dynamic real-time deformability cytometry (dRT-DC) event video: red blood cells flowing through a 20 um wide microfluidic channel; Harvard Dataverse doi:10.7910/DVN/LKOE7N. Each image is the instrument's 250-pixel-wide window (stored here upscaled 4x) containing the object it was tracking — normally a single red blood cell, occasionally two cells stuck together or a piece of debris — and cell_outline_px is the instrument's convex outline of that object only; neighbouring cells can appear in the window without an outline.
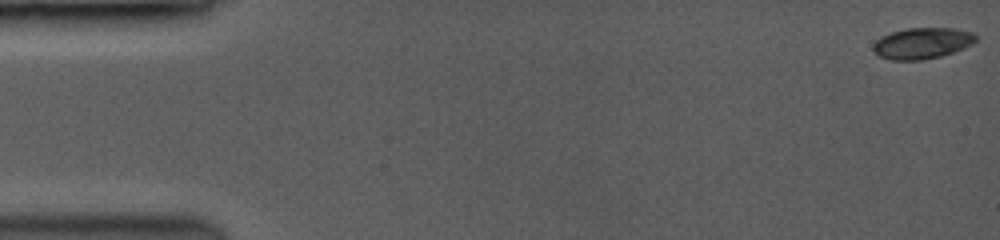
{"species": "common noctule bat (a hibernating species)", "species_latin": "Nyctalus noctula", "temperature_condition": "room temperature", "stored_images_in_passage": 35, "camera_frame_rate_fps": 3500, "um_per_image_px": 0.085, "animal": {"sex": "female", "body_mass_g": 19.0, "forearm_length_mm": 53.3}, "frame": {"image": 1, "passage_image": 1, "time_ms": 0.0, "image_size_px": [1000, 240], "cell_outline_px": [[976, 40], [952, 52], [940, 56], [920, 60], [892, 60], [880, 56], [872, 48], [876, 40], [892, 32], [908, 28], [952, 28], [972, 32], [976, 36]], "centroid_in_image_um": [78.35, 3.67], "position_along_channel_um": 6.6, "area_um2": 18.09}}
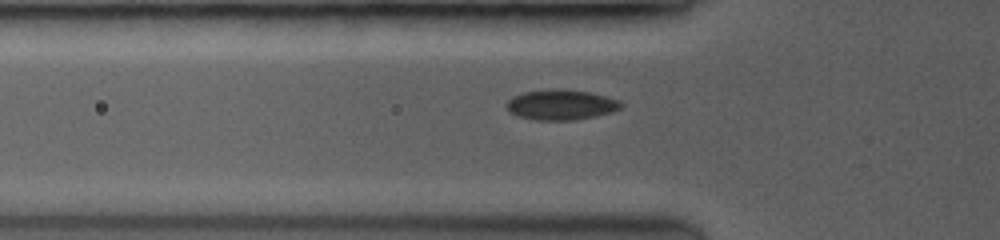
{"frame": {"image": 2, "passage_image": 22, "time_ms": 5.429, "image_size_px": [1000, 240], "cell_outline_px": [[624, 104], [620, 108], [612, 112], [572, 120], [532, 120], [520, 116], [512, 112], [508, 108], [508, 100], [524, 92], [588, 92], [604, 96], [616, 100]], "centroid_in_image_um": [47.72, 8.96], "position_along_channel_um": 78.1, "area_um2": 18.73}}
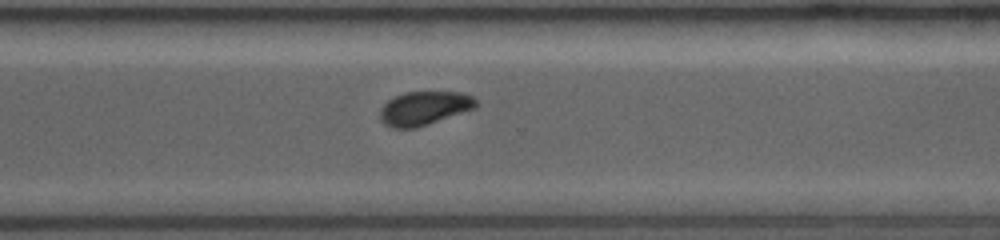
{"frame": {"image": 3, "passage_image": 35, "time_ms": 11.714, "image_size_px": [1000, 240], "cell_outline_px": [[476, 108], [416, 128], [392, 128], [384, 124], [380, 120], [380, 108], [388, 100], [404, 92], [464, 92], [472, 96], [476, 100]], "centroid_in_image_um": [36.04, 9.2], "position_along_channel_um": 334.6, "area_um2": 18.9}}